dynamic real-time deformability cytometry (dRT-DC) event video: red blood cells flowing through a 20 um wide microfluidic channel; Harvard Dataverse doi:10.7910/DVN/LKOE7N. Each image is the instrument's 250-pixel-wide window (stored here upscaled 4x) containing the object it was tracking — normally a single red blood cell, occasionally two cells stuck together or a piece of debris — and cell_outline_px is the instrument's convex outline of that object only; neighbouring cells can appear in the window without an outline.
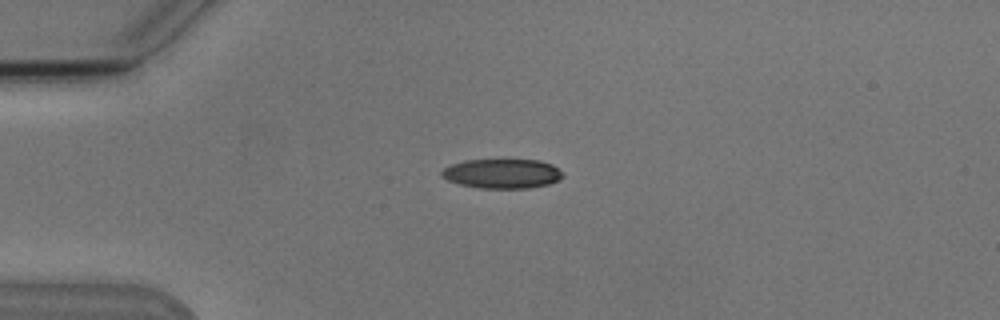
{"species": "Egyptian fruit bat (a non-hibernating species)", "species_latin": "Rousettus aegyptiacus", "temperature_condition": "cold", "stored_images_in_passage": 6, "camera_frame_rate_fps": 3000, "um_per_image_px": 0.085, "animal": {"sex": "male"}, "frame": {"image": 1, "passage_image": 1, "time_ms": 0.0, "image_size_px": [1000, 320], "cell_outline_px": [[564, 176], [560, 180], [548, 184], [528, 188], [480, 188], [460, 184], [448, 180], [440, 176], [440, 172], [444, 168], [452, 164], [464, 160], [540, 160], [552, 164], [564, 172]], "centroid_in_image_um": [42.71, 14.75], "position_along_channel_um": 42.3, "area_um2": 20.92}}
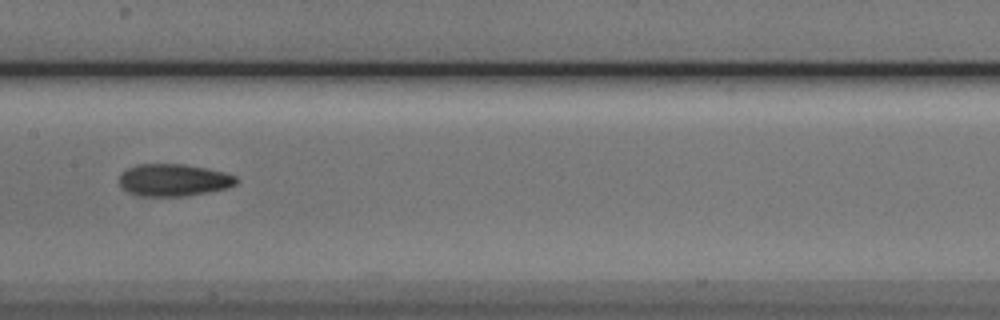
{"frame": {"image": 2, "passage_image": 5, "time_ms": 4.667, "image_size_px": [1000, 320], "cell_outline_px": [[240, 180], [236, 184], [224, 188], [208, 192], [184, 196], [144, 196], [128, 192], [120, 188], [120, 172], [136, 164], [184, 164], [224, 172], [236, 176]], "centroid_in_image_um": [14.73, 15.3], "position_along_channel_um": 192.7, "area_um2": 21.96}}
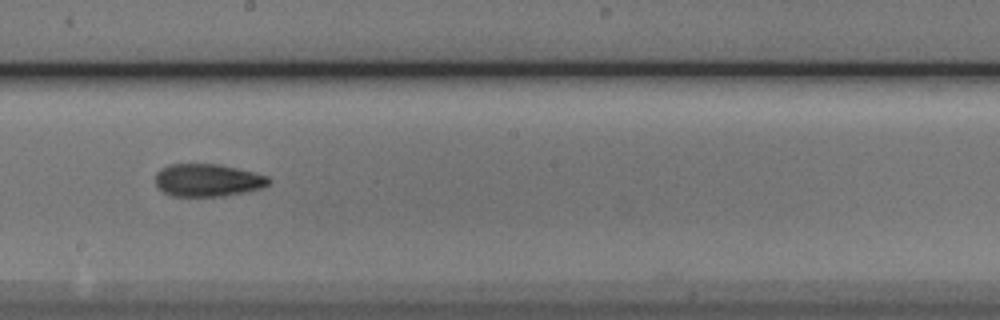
{"frame": {"image": 3, "passage_image": 6, "time_ms": 5.667, "image_size_px": [1000, 320], "cell_outline_px": [[272, 180], [268, 184], [260, 188], [244, 192], [224, 196], [172, 196], [164, 192], [156, 184], [156, 172], [160, 168], [168, 164], [220, 164], [268, 176]], "centroid_in_image_um": [17.63, 15.31], "position_along_channel_um": 230.6, "area_um2": 21.5}}